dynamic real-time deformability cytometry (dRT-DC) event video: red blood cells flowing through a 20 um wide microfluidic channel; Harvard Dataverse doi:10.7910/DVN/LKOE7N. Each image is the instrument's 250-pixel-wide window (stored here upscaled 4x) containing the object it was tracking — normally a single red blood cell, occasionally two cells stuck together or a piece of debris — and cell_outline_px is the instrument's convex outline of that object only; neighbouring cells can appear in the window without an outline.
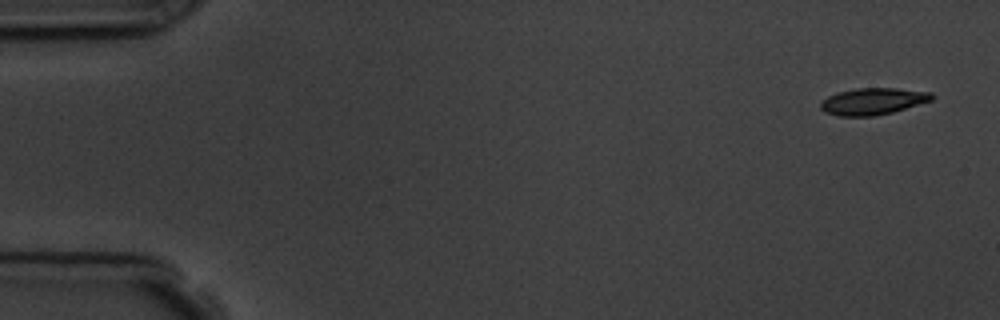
{"species": "common noctule bat (a hibernating species)", "species_latin": "Nyctalus noctula", "temperature_condition": "room temperature", "stored_images_in_passage": 3, "camera_frame_rate_fps": 3000, "um_per_image_px": 0.085, "animal": {"sex": "male", "body_mass_g": 19.5, "forearm_length_mm": 54.6}, "frame": {"image": 1, "passage_image": 1, "time_ms": 0.0, "image_size_px": [1000, 320], "cell_outline_px": [[936, 96], [932, 100], [892, 112], [872, 116], [840, 116], [824, 112], [820, 108], [820, 100], [836, 92], [856, 88], [896, 88], [932, 92]], "centroid_in_image_um": [74.17, 8.6], "position_along_channel_um": 10.8, "area_um2": 17.46}}